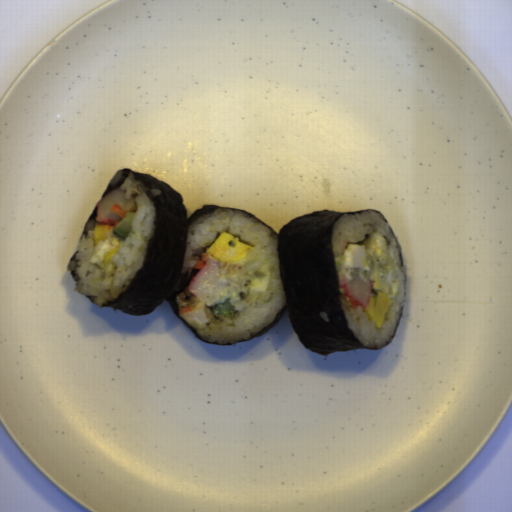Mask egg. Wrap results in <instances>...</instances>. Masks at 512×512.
<instances>
[{
  "label": "egg",
  "instance_id": "egg-6",
  "mask_svg": "<svg viewBox=\"0 0 512 512\" xmlns=\"http://www.w3.org/2000/svg\"><path fill=\"white\" fill-rule=\"evenodd\" d=\"M119 249H120V245H119V241H117L115 243L113 249L111 251H109L108 253H106V255L103 257L102 264L110 263V262L114 261V258L116 256V254L118 253Z\"/></svg>",
  "mask_w": 512,
  "mask_h": 512
},
{
  "label": "egg",
  "instance_id": "egg-1",
  "mask_svg": "<svg viewBox=\"0 0 512 512\" xmlns=\"http://www.w3.org/2000/svg\"><path fill=\"white\" fill-rule=\"evenodd\" d=\"M251 249L254 247L240 242L239 237L222 231L209 247H205V252L220 262L228 264L242 260L248 256Z\"/></svg>",
  "mask_w": 512,
  "mask_h": 512
},
{
  "label": "egg",
  "instance_id": "egg-5",
  "mask_svg": "<svg viewBox=\"0 0 512 512\" xmlns=\"http://www.w3.org/2000/svg\"><path fill=\"white\" fill-rule=\"evenodd\" d=\"M117 225H107L98 223L94 226V243L95 247L101 240H106L109 236L115 235V233L112 232L113 228Z\"/></svg>",
  "mask_w": 512,
  "mask_h": 512
},
{
  "label": "egg",
  "instance_id": "egg-2",
  "mask_svg": "<svg viewBox=\"0 0 512 512\" xmlns=\"http://www.w3.org/2000/svg\"><path fill=\"white\" fill-rule=\"evenodd\" d=\"M370 264L365 244H347L343 252L342 274L350 279L357 274L364 280H368L363 270L369 271Z\"/></svg>",
  "mask_w": 512,
  "mask_h": 512
},
{
  "label": "egg",
  "instance_id": "egg-3",
  "mask_svg": "<svg viewBox=\"0 0 512 512\" xmlns=\"http://www.w3.org/2000/svg\"><path fill=\"white\" fill-rule=\"evenodd\" d=\"M390 305H392V299L386 293L377 291L376 295L371 291L366 306L362 308V313H367L369 321L374 320L376 328H380Z\"/></svg>",
  "mask_w": 512,
  "mask_h": 512
},
{
  "label": "egg",
  "instance_id": "egg-4",
  "mask_svg": "<svg viewBox=\"0 0 512 512\" xmlns=\"http://www.w3.org/2000/svg\"><path fill=\"white\" fill-rule=\"evenodd\" d=\"M206 306L207 304L202 300L201 302L197 303L195 308L190 310V312L182 313L184 318L187 319L190 322H196V323H209V318L206 313Z\"/></svg>",
  "mask_w": 512,
  "mask_h": 512
}]
</instances>
